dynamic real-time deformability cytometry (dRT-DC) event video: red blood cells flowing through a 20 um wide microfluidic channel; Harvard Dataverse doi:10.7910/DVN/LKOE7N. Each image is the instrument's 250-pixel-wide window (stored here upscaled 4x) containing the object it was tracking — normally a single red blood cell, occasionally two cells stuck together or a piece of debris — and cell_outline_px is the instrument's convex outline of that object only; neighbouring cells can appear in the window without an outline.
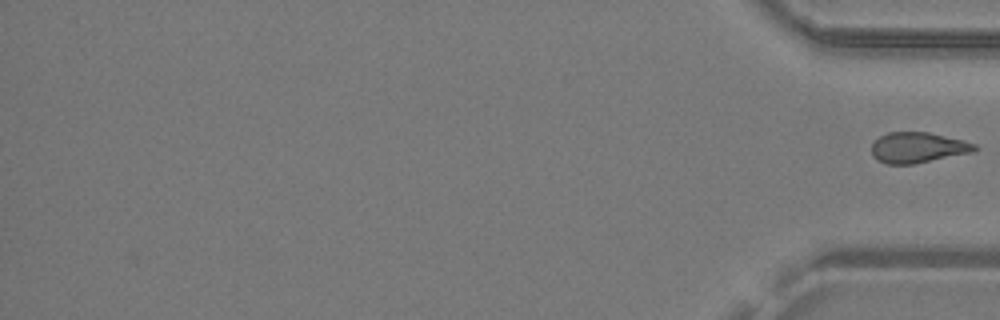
{"species": "common noctule bat (a hibernating species)", "species_latin": "Nyctalus noctula", "temperature_condition": "warm", "stored_images_in_passage": 28, "segment_of_instrument_passage": [2, 2], "camera_frame_rate_fps": 3000, "um_per_image_px": 0.085, "animal": {"sex": "male", "body_mass_g": 19.2, "forearm_length_mm": 51.8}, "frame": {"image": 1, "passage_image": 28, "time_ms": 9.0, "image_size_px": [1000, 320], "cell_outline_px": [[980, 148], [976, 152], [912, 164], [888, 164], [876, 160], [872, 156], [872, 144], [880, 136], [888, 132], [928, 132], [964, 140], [976, 144]], "centroid_in_image_um": [78.06, 12.55], "position_along_channel_um": 357.1, "area_um2": 18.55}}